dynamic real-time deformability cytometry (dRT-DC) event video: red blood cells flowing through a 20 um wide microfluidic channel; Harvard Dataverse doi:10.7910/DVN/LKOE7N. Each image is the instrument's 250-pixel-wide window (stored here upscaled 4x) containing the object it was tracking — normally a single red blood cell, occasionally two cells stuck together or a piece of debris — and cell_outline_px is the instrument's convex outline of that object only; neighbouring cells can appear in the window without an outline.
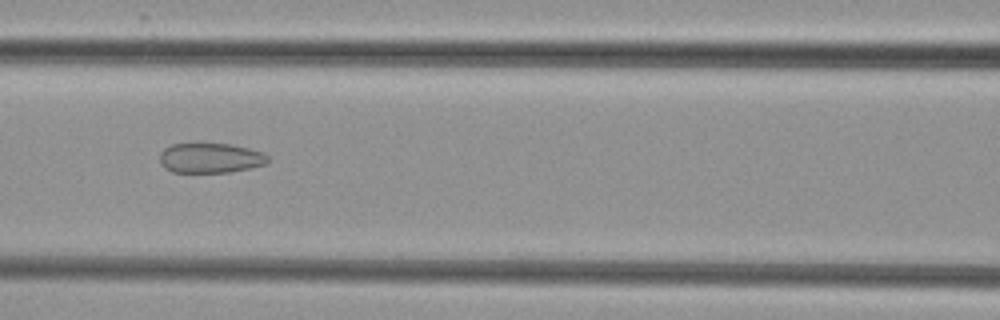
{"species": "common noctule bat (a hibernating species)", "species_latin": "Nyctalus noctula", "temperature_condition": "cold", "stored_images_in_passage": 5, "camera_frame_rate_fps": 3000, "um_per_image_px": 0.085, "animal": {"sex": "female", "body_mass_g": 29.2, "forearm_length_mm": 56.3}, "frame": {"image": 1, "passage_image": 3, "time_ms": 2.333, "image_size_px": [1000, 320], "cell_outline_px": [[268, 164], [228, 172], [172, 172], [164, 168], [160, 164], [160, 152], [164, 148], [172, 144], [196, 140], [232, 144], [264, 152], [268, 156]], "centroid_in_image_um": [17.84, 13.37], "position_along_channel_um": 148.8, "area_um2": 19.77}}
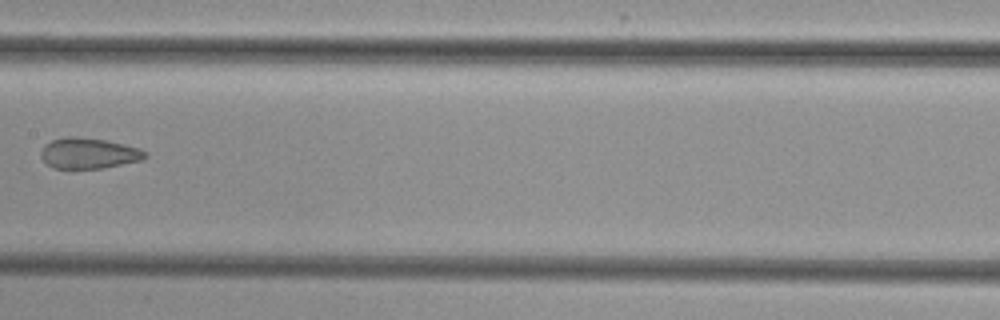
{"frame": {"image": 2, "passage_image": 4, "time_ms": 3.667, "image_size_px": [1000, 320], "cell_outline_px": [[148, 156], [144, 160], [104, 168], [52, 168], [40, 156], [40, 152], [44, 144], [52, 140], [68, 136], [76, 136], [104, 140], [140, 148]], "centroid_in_image_um": [7.53, 13.03], "position_along_channel_um": 199.9, "area_um2": 18.67}}
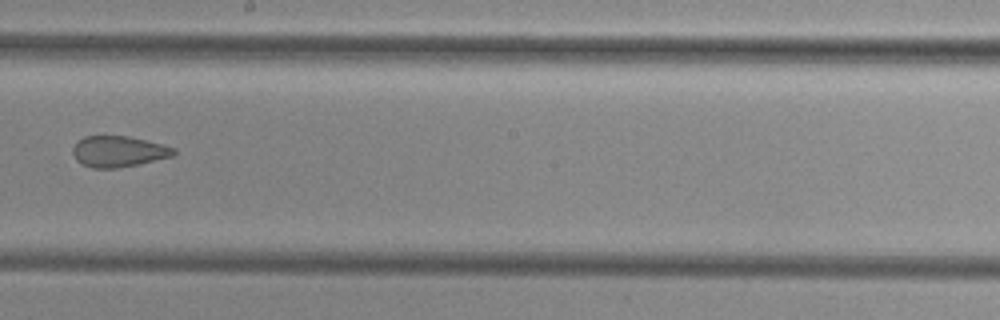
{"frame": {"image": 3, "passage_image": 5, "time_ms": 4.667, "image_size_px": [1000, 320], "cell_outline_px": [[176, 152], [172, 156], [140, 164], [116, 168], [92, 168], [76, 160], [72, 152], [72, 148], [84, 136], [128, 136], [164, 144], [176, 148]], "centroid_in_image_um": [10.1, 12.87], "position_along_channel_um": 238.1, "area_um2": 18.21}}